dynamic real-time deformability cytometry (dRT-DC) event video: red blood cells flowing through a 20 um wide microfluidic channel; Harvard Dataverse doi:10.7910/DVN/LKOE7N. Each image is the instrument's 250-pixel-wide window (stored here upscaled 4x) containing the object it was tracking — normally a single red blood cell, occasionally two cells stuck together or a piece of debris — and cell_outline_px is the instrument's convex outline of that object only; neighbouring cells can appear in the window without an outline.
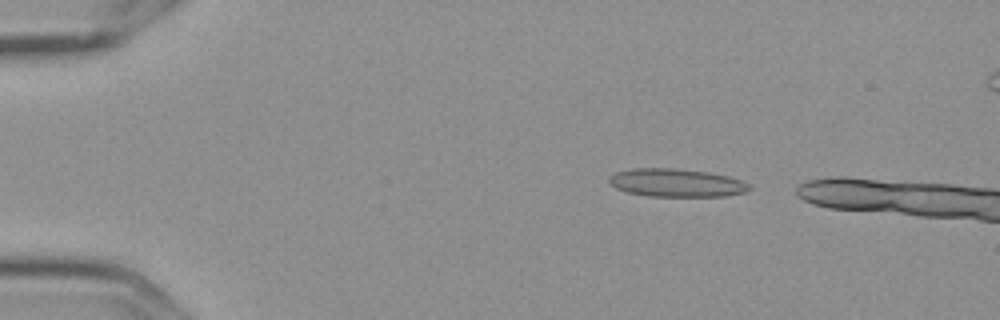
{"species": "Egyptian fruit bat (a non-hibernating species)", "species_latin": "Rousettus aegyptiacus", "temperature_condition": "cold", "stored_images_in_passage": 4, "camera_frame_rate_fps": 3000, "um_per_image_px": 0.085, "frame": {"image": 1, "passage_image": 2, "time_ms": 0.333, "image_size_px": [1000, 320], "cell_outline_px": [[752, 188], [744, 192], [724, 196], [648, 196], [628, 192], [616, 188], [608, 180], [608, 176], [616, 172], [632, 168], [676, 168], [708, 172], [728, 176], [740, 180], [748, 184]], "centroid_in_image_um": [57.47, 15.53], "position_along_channel_um": 27.5, "area_um2": 22.89}}